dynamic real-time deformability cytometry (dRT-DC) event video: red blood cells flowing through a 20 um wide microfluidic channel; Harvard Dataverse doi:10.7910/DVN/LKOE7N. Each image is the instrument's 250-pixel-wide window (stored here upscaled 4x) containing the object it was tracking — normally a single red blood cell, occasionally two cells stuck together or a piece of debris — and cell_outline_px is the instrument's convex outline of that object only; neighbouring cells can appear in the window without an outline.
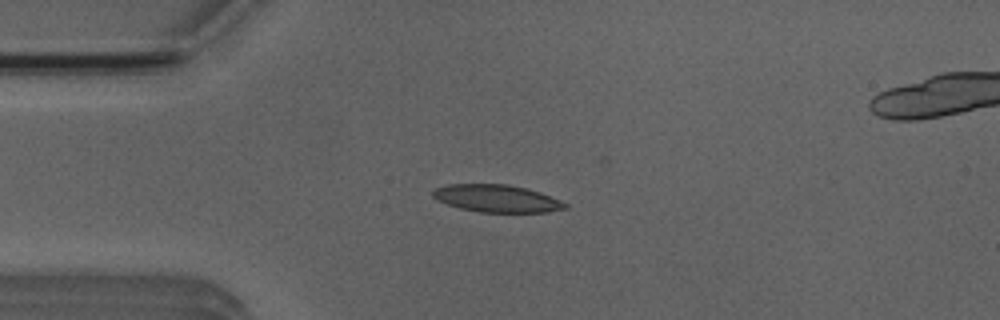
{"species": "Egyptian fruit bat (a non-hibernating species)", "species_latin": "Rousettus aegyptiacus", "temperature_condition": "room temperature", "stored_images_in_passage": 5, "camera_frame_rate_fps": 3000, "um_per_image_px": 0.085, "animal": {"sex": "male"}, "frame": {"image": 1, "passage_image": 3, "time_ms": 2.333, "image_size_px": [1000, 320], "cell_outline_px": [[568, 208], [548, 212], [480, 212], [460, 208], [436, 200], [432, 196], [432, 192], [436, 188], [448, 184], [508, 184], [528, 188], [540, 192], [560, 200], [568, 204]], "centroid_in_image_um": [42.24, 16.86], "position_along_channel_um": 42.8, "area_um2": 21.21}}